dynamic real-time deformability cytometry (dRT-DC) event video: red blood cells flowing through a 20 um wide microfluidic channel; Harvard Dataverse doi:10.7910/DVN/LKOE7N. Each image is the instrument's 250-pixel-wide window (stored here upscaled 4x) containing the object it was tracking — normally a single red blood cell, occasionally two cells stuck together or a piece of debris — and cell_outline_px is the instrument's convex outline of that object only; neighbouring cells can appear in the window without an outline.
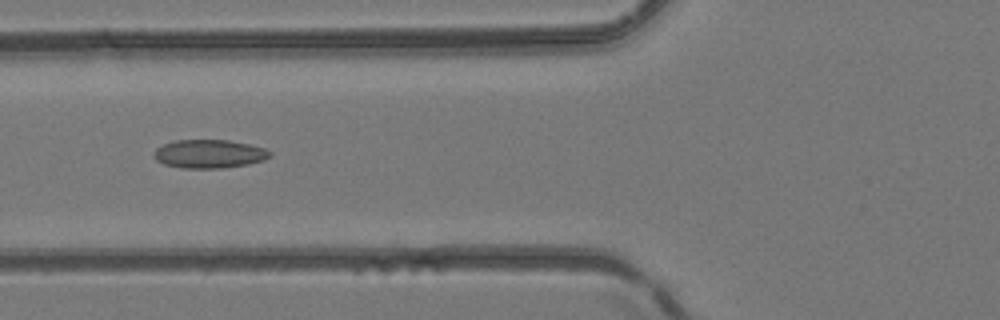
{"species": "common noctule bat (a hibernating species)", "species_latin": "Nyctalus noctula", "temperature_condition": "room temperature", "stored_images_in_passage": 4, "camera_frame_rate_fps": 3000, "um_per_image_px": 0.085, "animal": {"sex": "female", "body_mass_g": 24.6, "forearm_length_mm": 56.2}, "frame": {"image": 1, "passage_image": 4, "time_ms": 1.0, "image_size_px": [1000, 320], "cell_outline_px": [[272, 156], [264, 160], [248, 164], [220, 168], [180, 168], [164, 164], [156, 160], [152, 156], [152, 152], [156, 148], [164, 144], [176, 140], [228, 140], [248, 144], [264, 148], [272, 152]], "centroid_in_image_um": [17.76, 13.08], "position_along_channel_um": 108.0, "area_um2": 19.36}}